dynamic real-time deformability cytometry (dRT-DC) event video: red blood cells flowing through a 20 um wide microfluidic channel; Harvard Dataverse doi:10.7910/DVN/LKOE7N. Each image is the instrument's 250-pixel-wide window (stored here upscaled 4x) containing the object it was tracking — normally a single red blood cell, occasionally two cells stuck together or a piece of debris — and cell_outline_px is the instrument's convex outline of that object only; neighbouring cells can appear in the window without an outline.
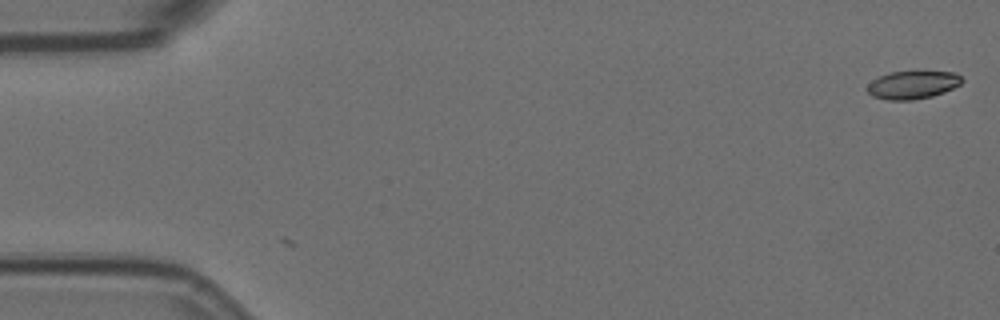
{"species": "Egyptian fruit bat (a non-hibernating species)", "species_latin": "Rousettus aegyptiacus", "temperature_condition": "room temperature", "stored_images_in_passage": 11, "camera_frame_rate_fps": 3000, "um_per_image_px": 0.085, "animal": {"sex": "female"}, "frame": {"image": 1, "passage_image": 1, "time_ms": 0.0, "image_size_px": [1000, 320], "cell_outline_px": [[964, 80], [960, 84], [944, 92], [932, 96], [912, 100], [888, 100], [872, 96], [868, 92], [868, 84], [872, 80], [888, 72], [956, 72]], "centroid_in_image_um": [77.57, 7.22], "position_along_channel_um": 7.4, "area_um2": 15.32}}
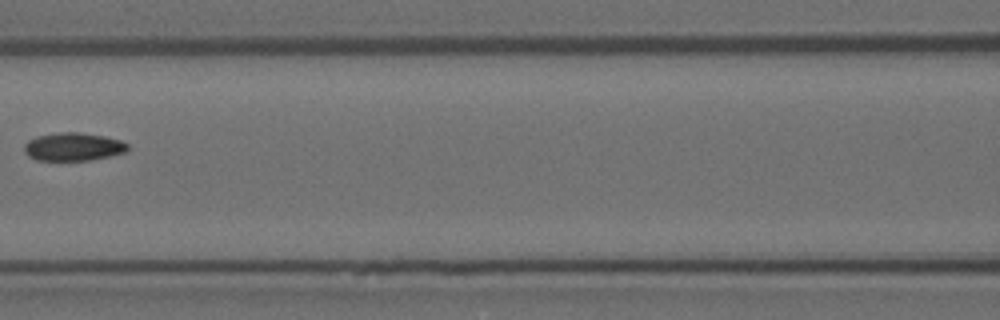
{"frame": {"image": 2, "passage_image": 7, "time_ms": 2.0, "image_size_px": [1000, 320], "cell_outline_px": [[128, 148], [124, 152], [108, 156], [88, 160], [36, 160], [28, 156], [24, 152], [24, 144], [28, 140], [36, 136], [60, 132], [80, 132], [104, 136], [120, 140], [128, 144]], "centroid_in_image_um": [6.18, 12.46], "position_along_channel_um": 160.4, "area_um2": 16.88}}
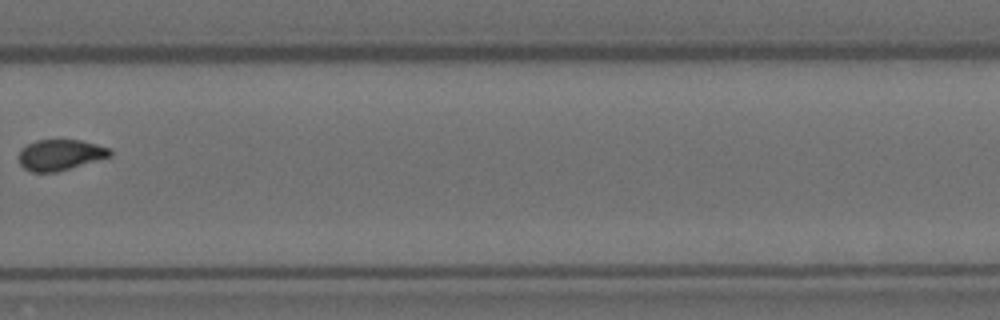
{"frame": {"image": 3, "passage_image": 11, "time_ms": 3.333, "image_size_px": [1000, 320], "cell_outline_px": [[112, 156], [56, 172], [32, 172], [24, 168], [20, 164], [20, 148], [36, 140], [80, 140], [96, 144], [108, 148], [112, 152]], "centroid_in_image_um": [5.11, 13.16], "position_along_channel_um": 324.7, "area_um2": 16.24}}